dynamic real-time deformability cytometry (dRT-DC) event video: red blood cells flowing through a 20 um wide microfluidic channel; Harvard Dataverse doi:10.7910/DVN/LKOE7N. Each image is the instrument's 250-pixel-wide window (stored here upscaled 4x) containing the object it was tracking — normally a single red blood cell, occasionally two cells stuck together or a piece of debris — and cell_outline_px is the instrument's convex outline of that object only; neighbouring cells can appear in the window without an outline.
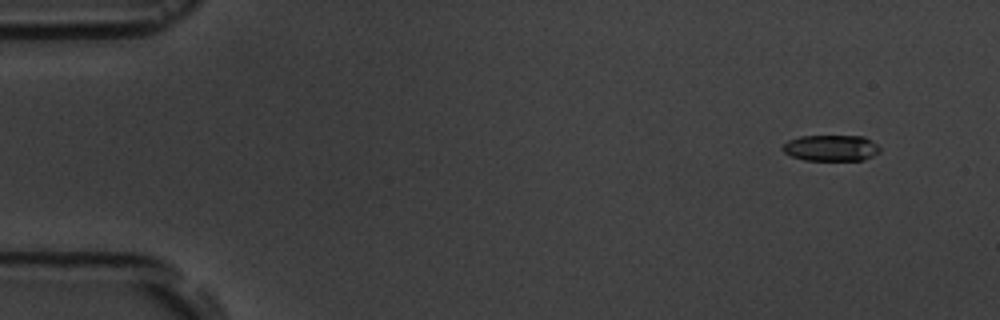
{"species": "common noctule bat (a hibernating species)", "species_latin": "Nyctalus noctula", "temperature_condition": "room temperature", "stored_images_in_passage": 9, "camera_frame_rate_fps": 3000, "um_per_image_px": 0.085, "animal": {"sex": "male", "body_mass_g": 19.5, "forearm_length_mm": 54.6}, "frame": {"image": 1, "passage_image": 2, "time_ms": 1.333, "image_size_px": [1000, 320], "cell_outline_px": [[880, 152], [864, 160], [804, 160], [792, 156], [784, 152], [780, 148], [788, 140], [800, 136], [864, 136], [872, 140], [880, 148]], "centroid_in_image_um": [70.64, 12.57], "position_along_channel_um": 14.4, "area_um2": 14.85}}
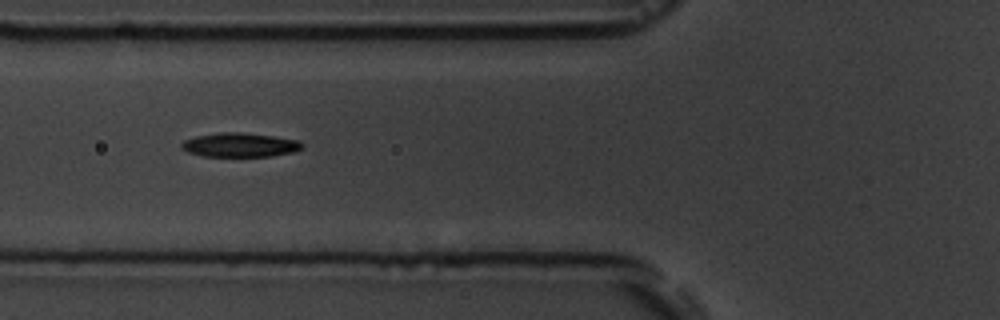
{"frame": {"image": 2, "passage_image": 7, "time_ms": 7.0, "image_size_px": [1000, 320], "cell_outline_px": [[304, 148], [292, 152], [272, 156], [204, 156], [188, 152], [180, 148], [180, 144], [184, 140], [196, 136], [220, 132], [240, 132], [272, 136], [300, 140], [304, 144]], "centroid_in_image_um": [20.4, 12.31], "position_along_channel_um": 105.4, "area_um2": 16.99}}
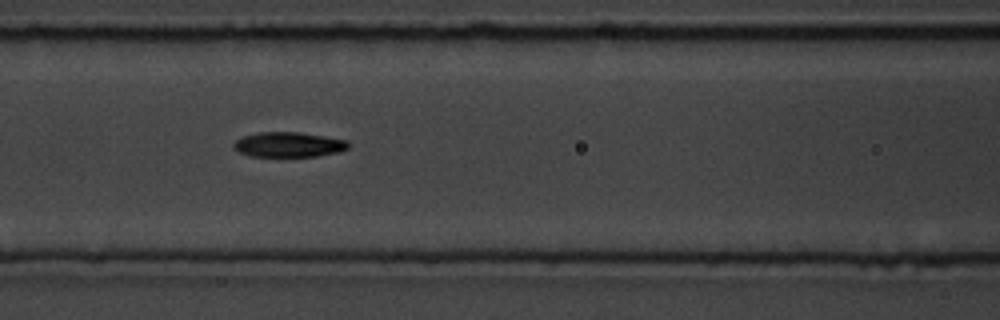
{"frame": {"image": 3, "passage_image": 8, "time_ms": 8.0, "image_size_px": [1000, 320], "cell_outline_px": [[348, 148], [340, 152], [320, 156], [252, 156], [240, 152], [232, 148], [232, 144], [240, 136], [260, 132], [300, 132], [348, 140]], "centroid_in_image_um": [24.52, 12.28], "position_along_channel_um": 142.1, "area_um2": 16.82}}